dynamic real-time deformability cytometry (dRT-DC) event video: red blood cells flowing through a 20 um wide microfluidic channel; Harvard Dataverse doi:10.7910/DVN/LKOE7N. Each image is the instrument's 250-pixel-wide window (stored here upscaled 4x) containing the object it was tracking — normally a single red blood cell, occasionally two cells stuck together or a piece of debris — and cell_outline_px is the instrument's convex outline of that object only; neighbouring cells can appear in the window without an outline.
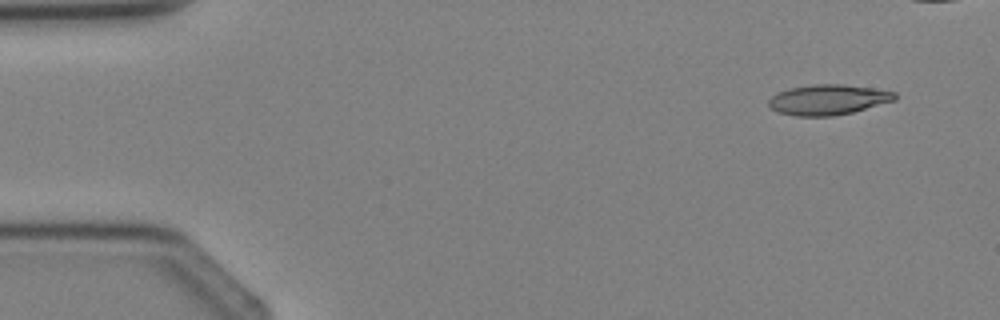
{"species": "Egyptian fruit bat (a non-hibernating species)", "species_latin": "Rousettus aegyptiacus", "temperature_condition": "cold", "stored_images_in_passage": 4, "camera_frame_rate_fps": 3000, "um_per_image_px": 0.085, "animal": {"sex": "female"}, "frame": {"image": 1, "passage_image": 1, "time_ms": 0.0, "image_size_px": [1000, 320], "cell_outline_px": [[896, 100], [852, 112], [832, 116], [796, 116], [776, 112], [768, 104], [768, 100], [776, 92], [788, 88], [812, 84], [844, 84], [872, 88], [896, 92]], "centroid_in_image_um": [70.35, 8.47], "position_along_channel_um": 14.6, "area_um2": 22.37}}